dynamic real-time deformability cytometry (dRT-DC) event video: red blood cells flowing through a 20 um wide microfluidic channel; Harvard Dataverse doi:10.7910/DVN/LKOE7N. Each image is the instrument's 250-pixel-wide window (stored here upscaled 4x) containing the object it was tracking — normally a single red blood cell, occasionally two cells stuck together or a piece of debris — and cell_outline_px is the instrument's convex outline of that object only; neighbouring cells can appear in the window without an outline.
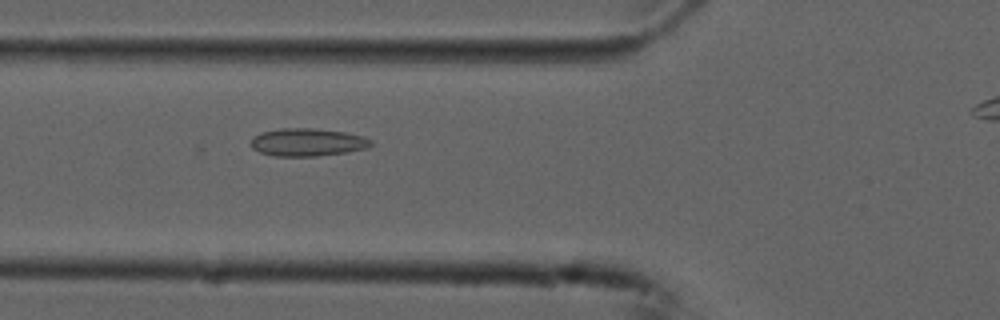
{"species": "common noctule bat (a hibernating species)", "species_latin": "Nyctalus noctula", "temperature_condition": "cold", "stored_images_in_passage": 27, "camera_frame_rate_fps": 3000, "um_per_image_px": 0.085, "animal": {"sex": "male", "forearm_length_mm": 52.5}, "frame": {"image": 1, "passage_image": 3, "time_ms": 0.667, "image_size_px": [1000, 320], "cell_outline_px": [[372, 144], [368, 148], [348, 152], [316, 156], [276, 156], [260, 152], [252, 148], [252, 140], [260, 132], [280, 128], [312, 128], [344, 132], [364, 136], [372, 140]], "centroid_in_image_um": [26.17, 12.09], "position_along_channel_um": 99.6, "area_um2": 19.42}}
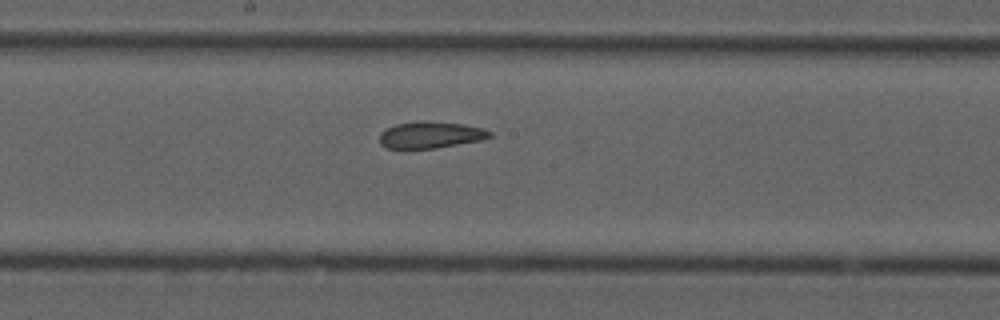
{"frame": {"image": 2, "passage_image": 12, "time_ms": 3.667, "image_size_px": [1000, 320], "cell_outline_px": [[492, 136], [480, 140], [436, 148], [388, 148], [380, 144], [380, 132], [396, 124], [416, 120], [428, 120], [464, 124], [484, 128], [492, 132]], "centroid_in_image_um": [36.61, 11.44], "position_along_channel_um": 211.6, "area_um2": 17.22}}
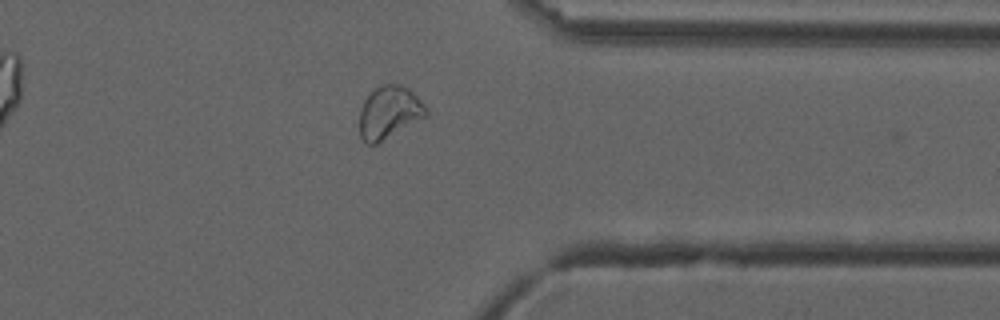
{"frame": {"image": 3, "passage_image": 26, "time_ms": 8.333, "image_size_px": [1000, 320], "cell_outline_px": [[428, 116], [376, 144], [368, 144], [360, 136], [360, 108], [364, 100], [372, 88], [384, 84], [400, 84], [408, 88], [428, 108]], "centroid_in_image_um": [33.08, 9.54], "position_along_channel_um": 378.3, "area_um2": 20.52}}